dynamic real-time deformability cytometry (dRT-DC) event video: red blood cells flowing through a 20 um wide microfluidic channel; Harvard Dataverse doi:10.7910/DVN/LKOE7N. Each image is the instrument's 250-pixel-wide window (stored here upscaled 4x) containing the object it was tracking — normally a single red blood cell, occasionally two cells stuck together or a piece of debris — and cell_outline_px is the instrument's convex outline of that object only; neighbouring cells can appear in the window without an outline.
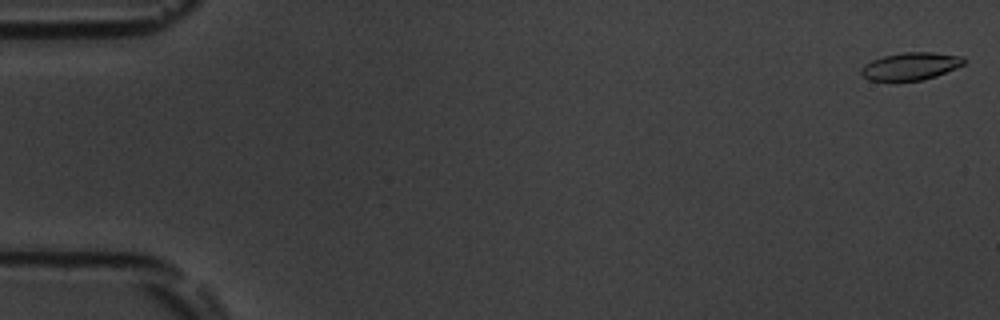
{"species": "common noctule bat (a hibernating species)", "species_latin": "Nyctalus noctula", "temperature_condition": "room temperature", "stored_images_in_passage": 12, "camera_frame_rate_fps": 3000, "um_per_image_px": 0.085, "animal": {"sex": "male", "body_mass_g": 19.5, "forearm_length_mm": 54.6}, "frame": {"image": 1, "passage_image": 1, "time_ms": 0.0, "image_size_px": [1000, 320], "cell_outline_px": [[968, 60], [964, 64], [956, 68], [936, 76], [920, 80], [868, 80], [860, 76], [860, 68], [864, 64], [872, 60], [884, 56], [904, 52], [932, 52], [964, 56]], "centroid_in_image_um": [77.41, 5.62], "position_along_channel_um": 7.6, "area_um2": 16.59}}